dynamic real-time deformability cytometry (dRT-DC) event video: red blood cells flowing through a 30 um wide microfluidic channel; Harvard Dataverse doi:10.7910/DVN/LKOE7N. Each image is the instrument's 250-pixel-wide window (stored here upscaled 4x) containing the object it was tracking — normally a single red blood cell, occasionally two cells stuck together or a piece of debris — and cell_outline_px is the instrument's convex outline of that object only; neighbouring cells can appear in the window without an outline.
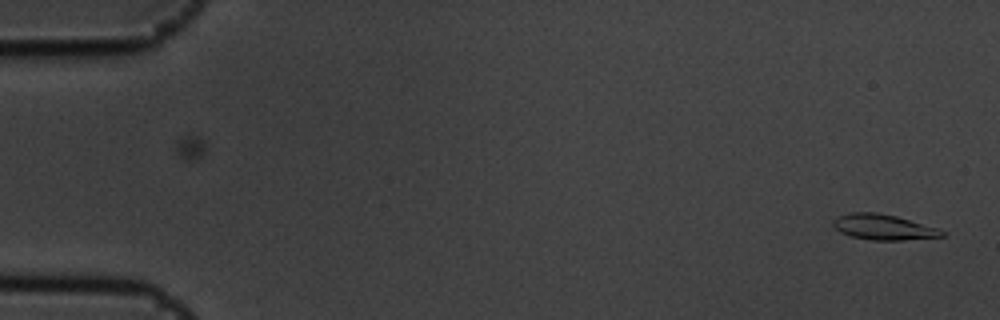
{"species": "common noctule bat (a hibernating species)", "species_latin": "Nyctalus noctula", "temperature_condition": "cold", "stored_images_in_passage": 55, "camera_frame_rate_fps": 3000, "um_per_image_px": 0.085, "animal": {"sex": "male", "body_mass_g": 19.5, "forearm_length_mm": 54.6}, "frame": {"image": 1, "passage_image": 1, "time_ms": 0.0, "image_size_px": [1000, 320], "cell_outline_px": [[944, 236], [904, 240], [872, 240], [852, 236], [840, 232], [832, 224], [832, 220], [836, 216], [848, 212], [876, 212], [896, 216], [936, 228], [944, 232]], "centroid_in_image_um": [75.02, 19.29], "position_along_channel_um": 10.0, "area_um2": 16.01}}
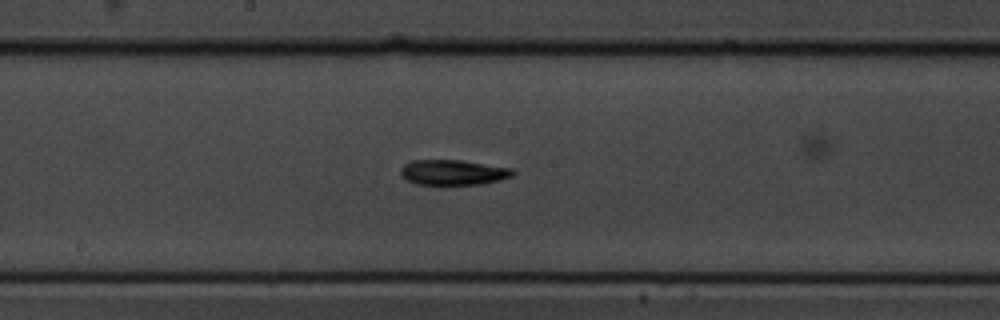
{"frame": {"image": 2, "passage_image": 29, "time_ms": 9.333, "image_size_px": [1000, 320], "cell_outline_px": [[516, 172], [512, 176], [500, 180], [484, 184], [416, 184], [400, 176], [400, 168], [404, 164], [412, 160], [460, 160], [512, 168]], "centroid_in_image_um": [38.51, 14.65], "position_along_channel_um": 209.7, "area_um2": 16.53}}
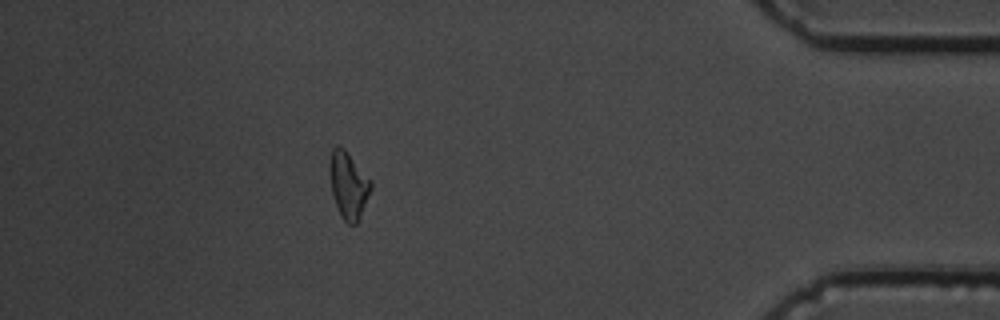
{"frame": {"image": 3, "passage_image": 49, "time_ms": 16.0, "image_size_px": [1000, 320], "cell_outline_px": [[372, 188], [356, 224], [348, 224], [340, 216], [332, 192], [328, 168], [332, 148], [336, 144], [344, 148], [372, 180]], "centroid_in_image_um": [29.6, 15.69], "position_along_channel_um": 405.6, "area_um2": 16.07}}